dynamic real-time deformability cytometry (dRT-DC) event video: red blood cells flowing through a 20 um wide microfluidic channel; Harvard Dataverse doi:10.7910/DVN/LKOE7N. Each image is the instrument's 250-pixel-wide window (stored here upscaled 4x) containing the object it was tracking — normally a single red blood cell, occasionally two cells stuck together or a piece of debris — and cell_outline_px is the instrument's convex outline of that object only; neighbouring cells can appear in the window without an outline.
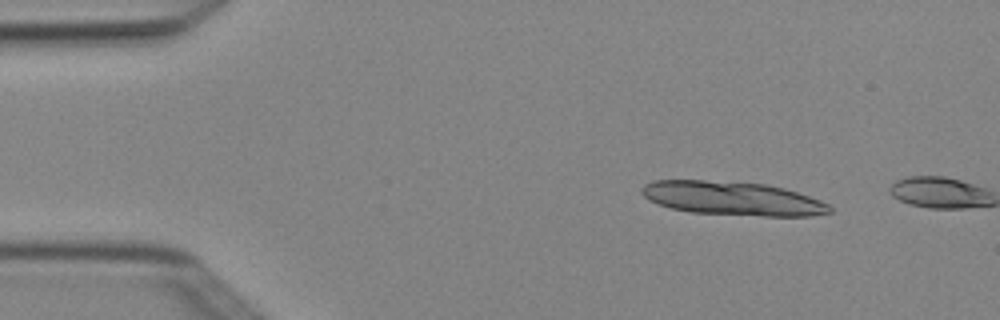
{"species": "Egyptian fruit bat (a non-hibernating species)", "species_latin": "Rousettus aegyptiacus", "temperature_condition": "cold", "stored_images_in_passage": 3, "camera_frame_rate_fps": 3000, "um_per_image_px": 0.085, "animal": {"sex": "female"}, "frame": {"image": 1, "passage_image": 2, "time_ms": 0.333, "image_size_px": [1000, 320], "cell_outline_px": [[832, 212], [808, 216], [764, 216], [692, 212], [672, 208], [648, 200], [640, 192], [644, 184], [652, 180], [704, 180], [768, 184], [784, 188], [820, 200], [828, 204], [832, 208]], "centroid_in_image_um": [62.25, 16.86], "position_along_channel_um": 22.7, "area_um2": 36.82}}